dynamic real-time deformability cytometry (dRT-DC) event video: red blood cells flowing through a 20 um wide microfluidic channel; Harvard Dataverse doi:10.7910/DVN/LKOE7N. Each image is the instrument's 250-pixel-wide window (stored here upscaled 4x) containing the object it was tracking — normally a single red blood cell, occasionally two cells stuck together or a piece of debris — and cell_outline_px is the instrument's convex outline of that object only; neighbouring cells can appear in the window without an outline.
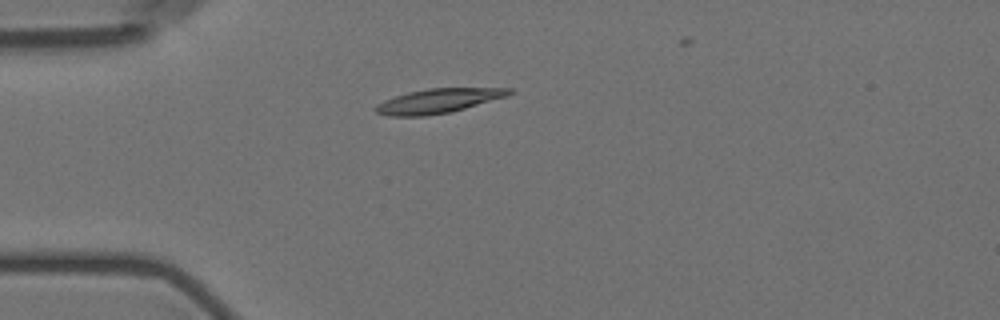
{"species": "Egyptian fruit bat (a non-hibernating species)", "species_latin": "Rousettus aegyptiacus", "temperature_condition": "room temperature", "stored_images_in_passage": 5, "camera_frame_rate_fps": 3000, "um_per_image_px": 0.085, "animal": {"sex": "female"}, "frame": {"image": 1, "passage_image": 4, "time_ms": 4.333, "image_size_px": [1000, 320], "cell_outline_px": [[512, 92], [508, 96], [452, 112], [424, 116], [388, 116], [376, 112], [372, 108], [376, 104], [384, 100], [408, 92], [428, 88], [512, 88]], "centroid_in_image_um": [37.23, 8.58], "position_along_channel_um": 47.8, "area_um2": 19.07}}